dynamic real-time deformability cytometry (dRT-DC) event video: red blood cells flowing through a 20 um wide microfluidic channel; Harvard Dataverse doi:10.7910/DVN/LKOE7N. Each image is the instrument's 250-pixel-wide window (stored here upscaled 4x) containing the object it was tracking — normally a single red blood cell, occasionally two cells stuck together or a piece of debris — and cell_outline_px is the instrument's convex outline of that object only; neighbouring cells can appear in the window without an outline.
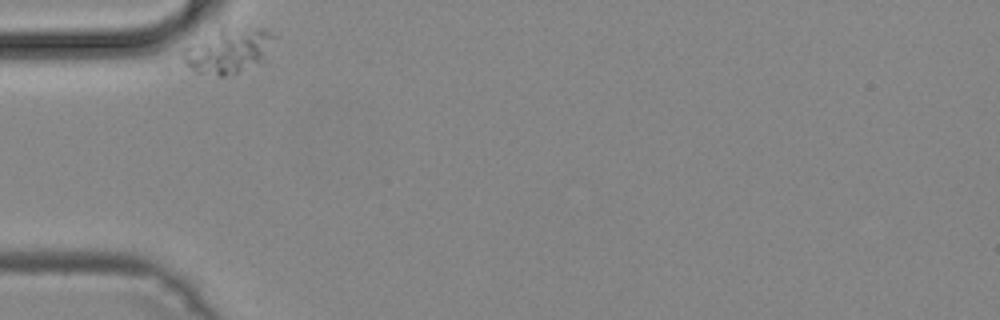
{"species": "common noctule bat (a hibernating species)", "species_latin": "Nyctalus noctula", "temperature_condition": "cold", "stored_images_in_passage": 31, "camera_frame_rate_fps": 3000, "um_per_image_px": 0.085, "animal": {"sex": "male", "body_mass_g": 19.2, "forearm_length_mm": 51.8}, "frame": {"image": 1, "passage_image": 1, "time_ms": 0.0, "image_size_px": [1000, 320], "cell_outline_px": [[272, 36], [268, 60], [264, 64], [224, 76], [220, 76], [164, 68], [184, 48], [220, 24], [224, 24], [264, 28]], "centroid_in_image_um": [19.12, 4.34], "position_along_channel_um": 65.9, "area_um2": 26.93}}
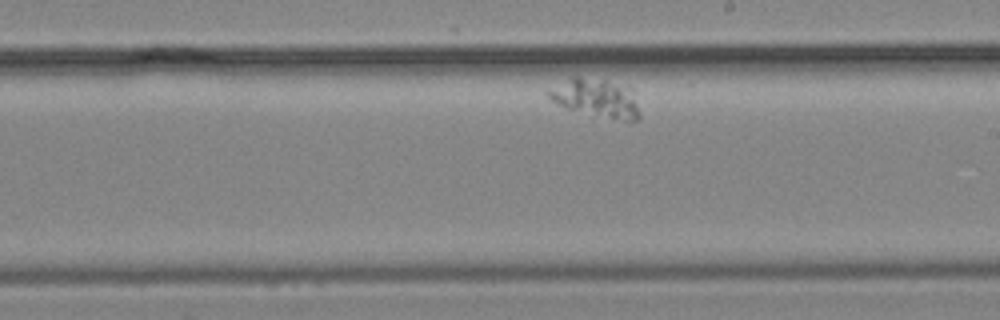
{"frame": {"image": 2, "passage_image": 18, "time_ms": 5.667, "image_size_px": [1000, 320], "cell_outline_px": [[640, 116], [636, 120], [624, 120], [568, 108], [552, 100], [544, 92], [572, 76], [580, 76], [604, 80], [632, 88], [640, 112]], "centroid_in_image_um": [50.69, 8.29], "position_along_channel_um": 238.3, "area_um2": 19.83}}
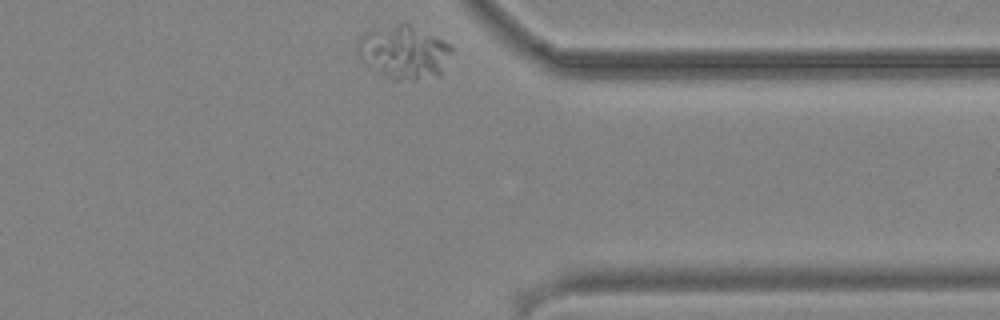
{"frame": {"image": 3, "passage_image": 31, "time_ms": 10.0, "image_size_px": [1000, 320], "cell_outline_px": [[456, 48], [440, 76], [412, 80], [392, 80], [368, 64], [360, 44], [364, 36], [368, 32], [396, 24], [408, 24], [452, 44]], "centroid_in_image_um": [34.53, 4.47], "position_along_channel_um": 376.9, "area_um2": 28.09}}